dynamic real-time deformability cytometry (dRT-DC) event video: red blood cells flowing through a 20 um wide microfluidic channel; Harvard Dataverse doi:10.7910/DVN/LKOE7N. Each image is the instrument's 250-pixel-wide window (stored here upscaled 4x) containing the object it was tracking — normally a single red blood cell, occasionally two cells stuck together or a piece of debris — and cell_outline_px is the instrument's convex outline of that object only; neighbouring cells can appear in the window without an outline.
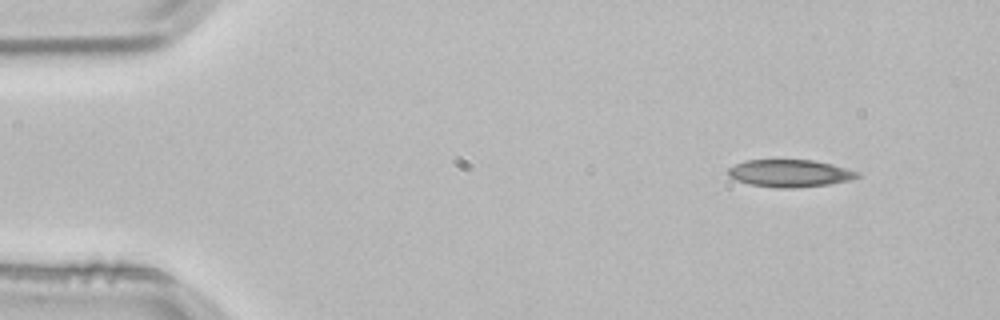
{"species": "common noctule bat (a hibernating species)", "species_latin": "Nyctalus noctula", "temperature_condition": "room temperature", "stored_images_in_passage": 2, "camera_frame_rate_fps": 3000, "um_per_image_px": 0.085, "animal": {"sex": "male", "body_mass_g": 21.5, "forearm_length_mm": 52.0}, "frame": {"image": 1, "passage_image": 1, "time_ms": 0.0, "image_size_px": [1000, 320], "cell_outline_px": [[860, 176], [852, 180], [828, 184], [796, 188], [780, 188], [748, 184], [736, 180], [728, 176], [728, 168], [744, 160], [812, 160], [832, 164], [860, 172]], "centroid_in_image_um": [67.14, 14.73], "position_along_channel_um": 17.9, "area_um2": 20.69}}
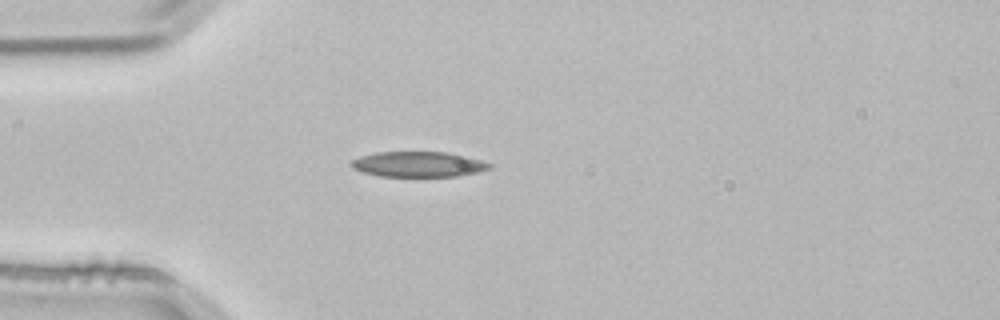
{"frame": {"image": 2, "passage_image": 2, "time_ms": 0.333, "image_size_px": [1000, 320], "cell_outline_px": [[492, 168], [460, 176], [416, 180], [380, 176], [364, 172], [352, 168], [352, 160], [360, 156], [376, 152], [448, 152], [468, 156], [492, 164]], "centroid_in_image_um": [35.59, 14.01], "position_along_channel_um": 49.4, "area_um2": 21.5}}